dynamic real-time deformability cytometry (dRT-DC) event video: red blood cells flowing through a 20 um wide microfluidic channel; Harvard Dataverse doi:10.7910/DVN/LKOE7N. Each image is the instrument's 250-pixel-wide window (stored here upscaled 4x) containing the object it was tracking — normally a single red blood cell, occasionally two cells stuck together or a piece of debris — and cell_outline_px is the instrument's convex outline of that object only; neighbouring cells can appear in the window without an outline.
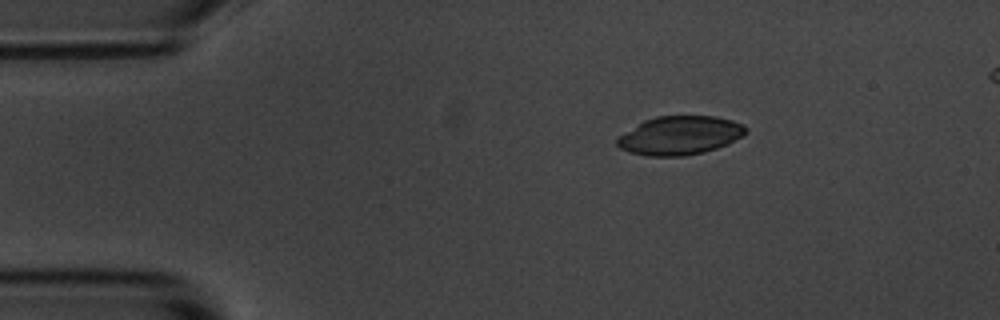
{"species": "common noctule bat (a hibernating species)", "species_latin": "Nyctalus noctula", "temperature_condition": "room temperature", "stored_images_in_passage": 48, "camera_frame_rate_fps": 3000, "um_per_image_px": 0.085, "animal": {"sex": "male", "body_mass_g": 20.1, "forearm_length_mm": 53.5}, "frame": {"image": 1, "passage_image": 1, "time_ms": 0.0, "image_size_px": [1000, 320], "cell_outline_px": [[744, 136], [728, 144], [704, 152], [684, 156], [648, 156], [628, 152], [620, 148], [616, 144], [616, 140], [620, 136], [644, 120], [656, 116], [716, 116], [732, 120], [744, 124]], "centroid_in_image_um": [57.79, 11.52], "position_along_channel_um": 27.2, "area_um2": 28.9}}
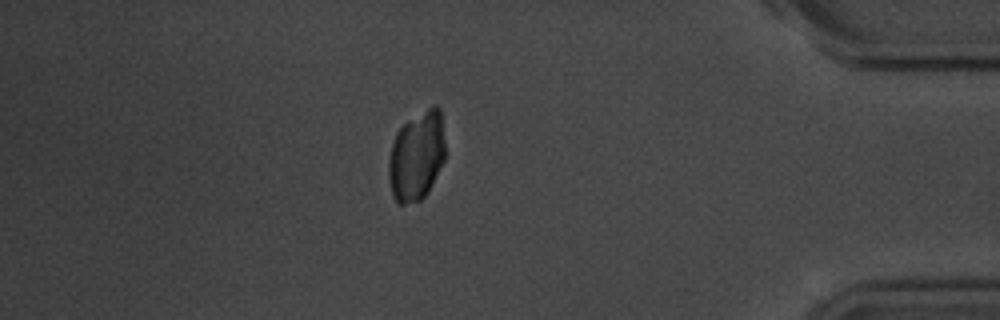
{"frame": {"image": 2, "passage_image": 40, "time_ms": 13.0, "image_size_px": [1000, 320], "cell_outline_px": [[444, 160], [428, 192], [420, 200], [404, 204], [400, 204], [392, 196], [388, 176], [388, 160], [392, 144], [396, 132], [408, 120], [432, 104], [436, 104], [440, 108], [444, 140]], "centroid_in_image_um": [35.4, 13.24], "position_along_channel_um": 399.8, "area_um2": 29.48}}